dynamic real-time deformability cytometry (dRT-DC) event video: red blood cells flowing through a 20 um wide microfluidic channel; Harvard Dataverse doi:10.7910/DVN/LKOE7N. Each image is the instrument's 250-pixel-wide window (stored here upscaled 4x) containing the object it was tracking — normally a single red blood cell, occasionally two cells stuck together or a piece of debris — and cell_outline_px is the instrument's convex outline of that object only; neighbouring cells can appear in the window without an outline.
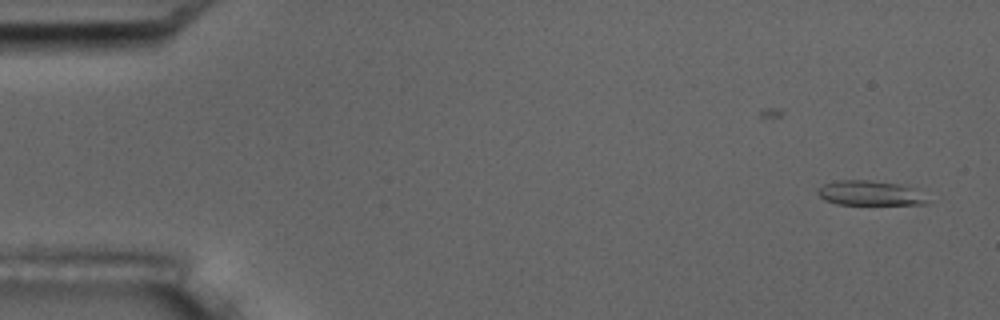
{"species": "common noctule bat (a hibernating species)", "species_latin": "Nyctalus noctula", "temperature_condition": "room temperature", "stored_images_in_passage": 2, "camera_frame_rate_fps": 3000, "um_per_image_px": 0.085, "animal": {"sex": "male", "body_mass_g": 17.5, "forearm_length_mm": 52.3}, "frame": {"image": 1, "passage_image": 2, "time_ms": 1.333, "image_size_px": [1000, 320], "cell_outline_px": [[928, 204], [836, 204], [824, 200], [816, 192], [816, 188], [824, 184], [840, 180], [872, 180], [900, 184], [912, 188]], "centroid_in_image_um": [73.81, 16.4], "position_along_channel_um": 11.2, "area_um2": 15.43}}